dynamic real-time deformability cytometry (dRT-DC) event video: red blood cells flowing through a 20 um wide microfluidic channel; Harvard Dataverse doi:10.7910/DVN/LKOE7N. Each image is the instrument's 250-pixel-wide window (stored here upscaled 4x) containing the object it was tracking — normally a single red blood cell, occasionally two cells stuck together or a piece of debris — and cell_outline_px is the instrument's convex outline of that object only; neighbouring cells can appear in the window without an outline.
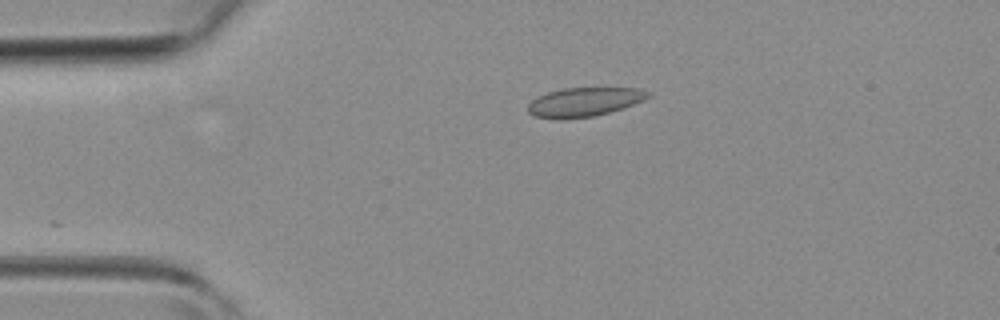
{"species": "common noctule bat (a hibernating species)", "species_latin": "Nyctalus noctula", "temperature_condition": "room temperature", "stored_images_in_passage": 13, "camera_frame_rate_fps": 3000, "um_per_image_px": 0.085, "animal": {"sex": "female", "body_mass_g": 19.3, "forearm_length_mm": 54.1}, "frame": {"image": 1, "passage_image": 1, "time_ms": 0.0, "image_size_px": [1000, 320], "cell_outline_px": [[652, 96], [644, 100], [624, 108], [592, 116], [568, 120], [552, 120], [532, 116], [528, 112], [528, 104], [532, 100], [548, 92], [564, 88], [604, 84], [636, 88], [652, 92]], "centroid_in_image_um": [49.72, 8.63], "position_along_channel_um": 35.3, "area_um2": 21.68}}
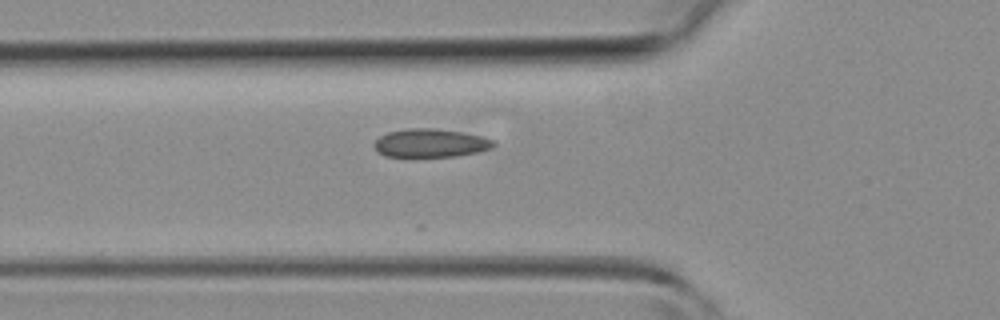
{"frame": {"image": 2, "passage_image": 7, "time_ms": 2.0, "image_size_px": [1000, 320], "cell_outline_px": [[496, 144], [492, 148], [476, 152], [456, 156], [384, 156], [372, 144], [380, 136], [388, 132], [408, 128], [432, 128], [464, 132], [480, 136], [492, 140]], "centroid_in_image_um": [36.59, 12.15], "position_along_channel_um": 89.2, "area_um2": 19.54}}
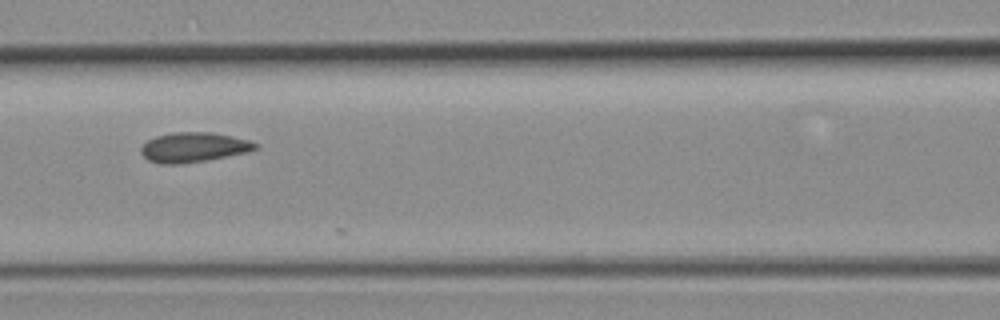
{"frame": {"image": 3, "passage_image": 11, "time_ms": 3.333, "image_size_px": [1000, 320], "cell_outline_px": [[260, 148], [248, 152], [204, 160], [180, 164], [160, 164], [148, 160], [140, 152], [140, 148], [148, 140], [156, 136], [172, 132], [212, 132], [232, 136], [248, 140], [256, 144]], "centroid_in_image_um": [16.44, 12.51], "position_along_channel_um": 150.2, "area_um2": 19.77}}